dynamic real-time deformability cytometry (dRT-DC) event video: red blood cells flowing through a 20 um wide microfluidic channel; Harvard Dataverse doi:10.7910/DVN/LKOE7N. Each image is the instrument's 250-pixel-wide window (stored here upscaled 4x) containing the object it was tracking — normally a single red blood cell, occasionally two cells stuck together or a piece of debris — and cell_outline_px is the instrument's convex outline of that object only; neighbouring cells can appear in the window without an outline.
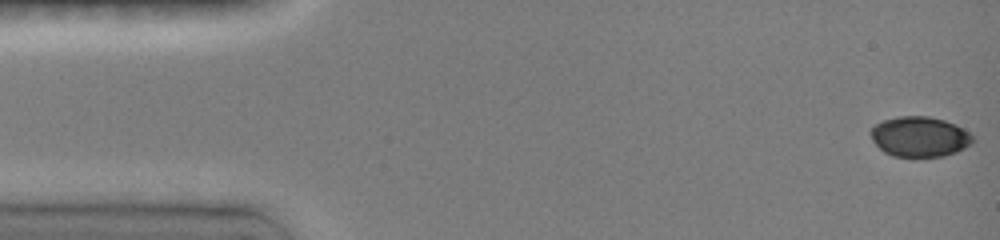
{"species": "common noctule bat (a hibernating species)", "species_latin": "Nyctalus noctula", "temperature_condition": "room temperature", "stored_images_in_passage": 37, "camera_frame_rate_fps": 3000, "um_per_image_px": 0.085, "animal": {"sex": "female", "body_mass_g": 19.0, "forearm_length_mm": 51.5}, "frame": {"image": 1, "passage_image": 1, "time_ms": 0.0, "image_size_px": [1000, 240], "cell_outline_px": [[972, 144], [956, 152], [944, 156], [892, 156], [884, 152], [872, 140], [868, 132], [876, 124], [884, 120], [900, 116], [928, 116], [944, 120], [956, 124], [964, 128], [972, 136]], "centroid_in_image_um": [78.16, 11.61], "position_along_channel_um": 6.8, "area_um2": 23.87}}
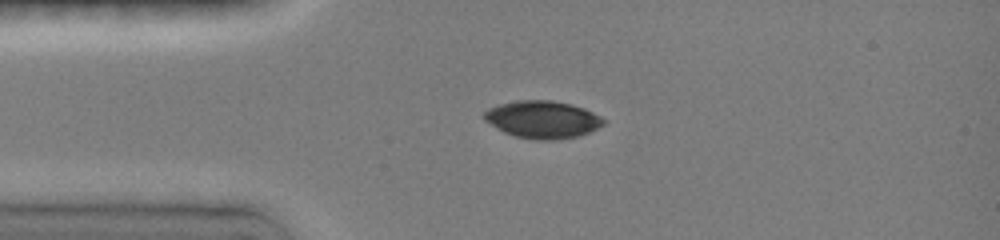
{"frame": {"image": 2, "passage_image": 13, "time_ms": 3.333, "image_size_px": [1000, 240], "cell_outline_px": [[604, 124], [588, 132], [576, 136], [556, 140], [536, 140], [516, 136], [504, 132], [496, 128], [484, 120], [484, 112], [488, 108], [496, 104], [516, 100], [552, 100], [572, 104], [584, 108], [600, 116], [604, 120]], "centroid_in_image_um": [46.07, 10.14], "position_along_channel_um": 38.9, "area_um2": 26.07}}
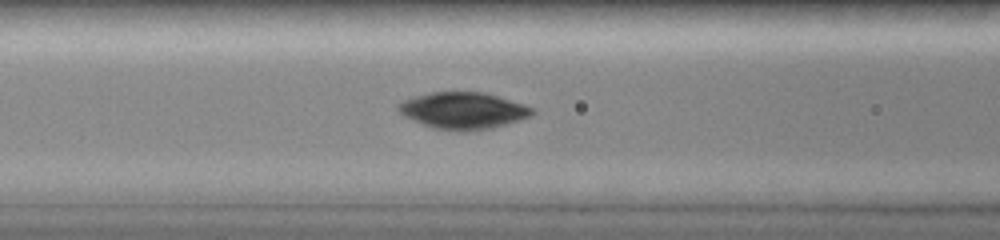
{"frame": {"image": 3, "passage_image": 24, "time_ms": 6.0, "image_size_px": [1000, 240], "cell_outline_px": [[536, 112], [532, 116], [492, 128], [468, 132], [460, 132], [432, 128], [412, 120], [404, 116], [396, 108], [404, 100], [416, 96], [432, 92], [480, 92], [496, 96], [524, 104], [532, 108]], "centroid_in_image_um": [39.37, 9.42], "position_along_channel_um": 127.2, "area_um2": 28.55}}